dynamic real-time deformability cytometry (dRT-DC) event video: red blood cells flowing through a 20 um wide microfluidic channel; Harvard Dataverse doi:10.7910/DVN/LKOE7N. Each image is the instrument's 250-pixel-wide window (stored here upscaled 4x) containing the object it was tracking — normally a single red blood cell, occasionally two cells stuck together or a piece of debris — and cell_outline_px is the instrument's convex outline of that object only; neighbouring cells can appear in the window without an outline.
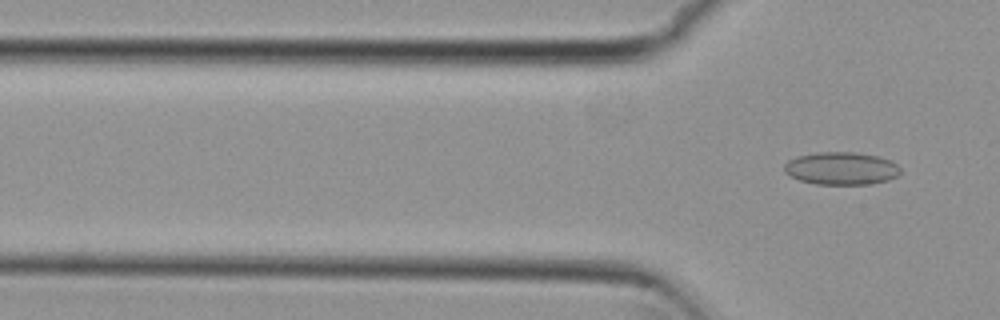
{"species": "common noctule bat (a hibernating species)", "species_latin": "Nyctalus noctula", "temperature_condition": "cold", "stored_images_in_passage": 3, "camera_frame_rate_fps": 3000, "um_per_image_px": 0.085, "animal": {"sex": "female", "body_mass_g": 29.2, "forearm_length_mm": 56.3}, "frame": {"image": 1, "passage_image": 3, "time_ms": 0.667, "image_size_px": [1000, 320], "cell_outline_px": [[900, 172], [896, 176], [888, 180], [872, 184], [816, 184], [800, 180], [784, 172], [784, 164], [788, 160], [796, 156], [816, 152], [856, 152], [876, 156], [888, 160], [896, 164], [900, 168]], "centroid_in_image_um": [71.48, 14.31], "position_along_channel_um": 54.3, "area_um2": 22.08}}